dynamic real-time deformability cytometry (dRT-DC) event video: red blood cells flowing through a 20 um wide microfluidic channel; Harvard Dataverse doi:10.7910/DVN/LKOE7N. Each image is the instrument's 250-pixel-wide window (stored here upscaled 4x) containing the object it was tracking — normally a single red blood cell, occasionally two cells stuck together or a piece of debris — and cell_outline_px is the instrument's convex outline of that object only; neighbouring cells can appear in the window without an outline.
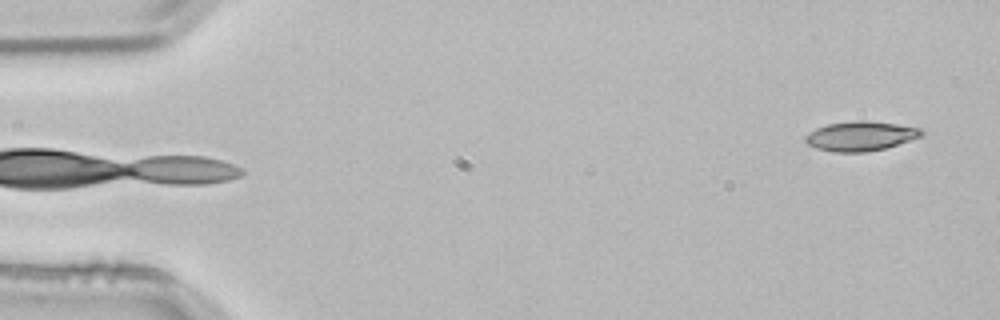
{"species": "common noctule bat (a hibernating species)", "species_latin": "Nyctalus noctula", "temperature_condition": "room temperature", "stored_images_in_passage": 4, "camera_frame_rate_fps": 3000, "um_per_image_px": 0.085, "animal": {"sex": "male", "body_mass_g": 21.5, "forearm_length_mm": 52.0}, "frame": {"image": 1, "passage_image": 4, "time_ms": 1.0, "image_size_px": [1000, 320], "cell_outline_px": [[924, 136], [884, 148], [864, 152], [832, 152], [816, 148], [808, 144], [804, 140], [804, 136], [808, 132], [816, 128], [828, 124], [856, 120], [864, 120], [896, 124], [920, 128], [924, 132]], "centroid_in_image_um": [73.13, 11.56], "position_along_channel_um": 11.9, "area_um2": 20.0}}